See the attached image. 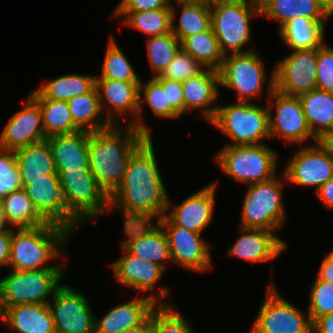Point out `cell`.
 <instances>
[{
	"instance_id": "cell-1",
	"label": "cell",
	"mask_w": 333,
	"mask_h": 333,
	"mask_svg": "<svg viewBox=\"0 0 333 333\" xmlns=\"http://www.w3.org/2000/svg\"><path fill=\"white\" fill-rule=\"evenodd\" d=\"M154 149L148 137L130 155L123 181L110 196V211L118 209L124 222H156L166 214L169 194Z\"/></svg>"
},
{
	"instance_id": "cell-2",
	"label": "cell",
	"mask_w": 333,
	"mask_h": 333,
	"mask_svg": "<svg viewBox=\"0 0 333 333\" xmlns=\"http://www.w3.org/2000/svg\"><path fill=\"white\" fill-rule=\"evenodd\" d=\"M89 132V164L95 180L110 197L121 185L130 155L148 138L125 123Z\"/></svg>"
},
{
	"instance_id": "cell-3",
	"label": "cell",
	"mask_w": 333,
	"mask_h": 333,
	"mask_svg": "<svg viewBox=\"0 0 333 333\" xmlns=\"http://www.w3.org/2000/svg\"><path fill=\"white\" fill-rule=\"evenodd\" d=\"M72 235L66 227L52 222L35 228L13 229L8 268L23 271L66 269V265L58 261L67 258L66 245ZM52 260L58 263H51Z\"/></svg>"
},
{
	"instance_id": "cell-4",
	"label": "cell",
	"mask_w": 333,
	"mask_h": 333,
	"mask_svg": "<svg viewBox=\"0 0 333 333\" xmlns=\"http://www.w3.org/2000/svg\"><path fill=\"white\" fill-rule=\"evenodd\" d=\"M210 8L211 28L224 56L254 50L247 45L252 41L250 21L261 18L259 4L249 0H213Z\"/></svg>"
},
{
	"instance_id": "cell-5",
	"label": "cell",
	"mask_w": 333,
	"mask_h": 333,
	"mask_svg": "<svg viewBox=\"0 0 333 333\" xmlns=\"http://www.w3.org/2000/svg\"><path fill=\"white\" fill-rule=\"evenodd\" d=\"M219 99L221 103L209 124L229 137L225 146L266 144L265 140H270L267 105L242 101L224 105Z\"/></svg>"
},
{
	"instance_id": "cell-6",
	"label": "cell",
	"mask_w": 333,
	"mask_h": 333,
	"mask_svg": "<svg viewBox=\"0 0 333 333\" xmlns=\"http://www.w3.org/2000/svg\"><path fill=\"white\" fill-rule=\"evenodd\" d=\"M218 71L220 87L233 90L237 98L235 101L255 102V98L263 97L264 88L268 99L275 89L274 68L267 78L265 62L256 49L225 55Z\"/></svg>"
},
{
	"instance_id": "cell-7",
	"label": "cell",
	"mask_w": 333,
	"mask_h": 333,
	"mask_svg": "<svg viewBox=\"0 0 333 333\" xmlns=\"http://www.w3.org/2000/svg\"><path fill=\"white\" fill-rule=\"evenodd\" d=\"M281 174L280 178L276 175L268 181L247 185L239 227L277 232L286 226L283 188L287 180L283 171Z\"/></svg>"
},
{
	"instance_id": "cell-8",
	"label": "cell",
	"mask_w": 333,
	"mask_h": 333,
	"mask_svg": "<svg viewBox=\"0 0 333 333\" xmlns=\"http://www.w3.org/2000/svg\"><path fill=\"white\" fill-rule=\"evenodd\" d=\"M278 156L267 144L232 145L223 146L214 160L227 177L251 185L277 175Z\"/></svg>"
},
{
	"instance_id": "cell-9",
	"label": "cell",
	"mask_w": 333,
	"mask_h": 333,
	"mask_svg": "<svg viewBox=\"0 0 333 333\" xmlns=\"http://www.w3.org/2000/svg\"><path fill=\"white\" fill-rule=\"evenodd\" d=\"M67 212L80 224L95 223L110 212V197L91 171H57Z\"/></svg>"
},
{
	"instance_id": "cell-10",
	"label": "cell",
	"mask_w": 333,
	"mask_h": 333,
	"mask_svg": "<svg viewBox=\"0 0 333 333\" xmlns=\"http://www.w3.org/2000/svg\"><path fill=\"white\" fill-rule=\"evenodd\" d=\"M65 271L66 269H11L0 279L2 308L20 304H48L55 291L63 284Z\"/></svg>"
},
{
	"instance_id": "cell-11",
	"label": "cell",
	"mask_w": 333,
	"mask_h": 333,
	"mask_svg": "<svg viewBox=\"0 0 333 333\" xmlns=\"http://www.w3.org/2000/svg\"><path fill=\"white\" fill-rule=\"evenodd\" d=\"M270 283L249 333H313L309 313L281 296L275 283Z\"/></svg>"
},
{
	"instance_id": "cell-12",
	"label": "cell",
	"mask_w": 333,
	"mask_h": 333,
	"mask_svg": "<svg viewBox=\"0 0 333 333\" xmlns=\"http://www.w3.org/2000/svg\"><path fill=\"white\" fill-rule=\"evenodd\" d=\"M122 255L112 261L109 265L112 275L116 278L117 282L128 287L130 290H136L137 295L143 292L142 295L148 294L158 305H171L173 304L167 300L170 296L171 289L166 285H160L161 288L155 291L158 282L162 279L164 269L158 264L143 260L142 258L129 253L122 245ZM153 291V293H152ZM159 292V293H155Z\"/></svg>"
},
{
	"instance_id": "cell-13",
	"label": "cell",
	"mask_w": 333,
	"mask_h": 333,
	"mask_svg": "<svg viewBox=\"0 0 333 333\" xmlns=\"http://www.w3.org/2000/svg\"><path fill=\"white\" fill-rule=\"evenodd\" d=\"M265 101L269 112L270 138L282 139L285 144L293 146L303 145L310 139L313 144L318 142L308 127L298 96L286 95L274 89Z\"/></svg>"
},
{
	"instance_id": "cell-14",
	"label": "cell",
	"mask_w": 333,
	"mask_h": 333,
	"mask_svg": "<svg viewBox=\"0 0 333 333\" xmlns=\"http://www.w3.org/2000/svg\"><path fill=\"white\" fill-rule=\"evenodd\" d=\"M293 152L283 170L286 183L312 187L315 193L333 177V157L321 141L304 144Z\"/></svg>"
},
{
	"instance_id": "cell-15",
	"label": "cell",
	"mask_w": 333,
	"mask_h": 333,
	"mask_svg": "<svg viewBox=\"0 0 333 333\" xmlns=\"http://www.w3.org/2000/svg\"><path fill=\"white\" fill-rule=\"evenodd\" d=\"M157 222L166 234L173 264L195 273L212 270L211 245L201 233L175 225L166 215Z\"/></svg>"
},
{
	"instance_id": "cell-16",
	"label": "cell",
	"mask_w": 333,
	"mask_h": 333,
	"mask_svg": "<svg viewBox=\"0 0 333 333\" xmlns=\"http://www.w3.org/2000/svg\"><path fill=\"white\" fill-rule=\"evenodd\" d=\"M48 305L56 333H95L96 316L82 291L62 284Z\"/></svg>"
},
{
	"instance_id": "cell-17",
	"label": "cell",
	"mask_w": 333,
	"mask_h": 333,
	"mask_svg": "<svg viewBox=\"0 0 333 333\" xmlns=\"http://www.w3.org/2000/svg\"><path fill=\"white\" fill-rule=\"evenodd\" d=\"M318 48L292 50L274 66L275 89L300 96L316 89Z\"/></svg>"
},
{
	"instance_id": "cell-18",
	"label": "cell",
	"mask_w": 333,
	"mask_h": 333,
	"mask_svg": "<svg viewBox=\"0 0 333 333\" xmlns=\"http://www.w3.org/2000/svg\"><path fill=\"white\" fill-rule=\"evenodd\" d=\"M126 238L120 243L129 253L151 261L164 270L172 262L168 240L162 226L156 221L123 222Z\"/></svg>"
},
{
	"instance_id": "cell-19",
	"label": "cell",
	"mask_w": 333,
	"mask_h": 333,
	"mask_svg": "<svg viewBox=\"0 0 333 333\" xmlns=\"http://www.w3.org/2000/svg\"><path fill=\"white\" fill-rule=\"evenodd\" d=\"M219 180L209 183L174 205L168 197L166 216L177 226L203 234L215 210Z\"/></svg>"
},
{
	"instance_id": "cell-20",
	"label": "cell",
	"mask_w": 333,
	"mask_h": 333,
	"mask_svg": "<svg viewBox=\"0 0 333 333\" xmlns=\"http://www.w3.org/2000/svg\"><path fill=\"white\" fill-rule=\"evenodd\" d=\"M139 84L140 82L96 79L100 106L106 119L111 124H121V118L126 115V117L130 116L126 123L137 129Z\"/></svg>"
},
{
	"instance_id": "cell-21",
	"label": "cell",
	"mask_w": 333,
	"mask_h": 333,
	"mask_svg": "<svg viewBox=\"0 0 333 333\" xmlns=\"http://www.w3.org/2000/svg\"><path fill=\"white\" fill-rule=\"evenodd\" d=\"M23 108L15 112L0 133V149L16 151L47 139L38 103L29 95Z\"/></svg>"
},
{
	"instance_id": "cell-22",
	"label": "cell",
	"mask_w": 333,
	"mask_h": 333,
	"mask_svg": "<svg viewBox=\"0 0 333 333\" xmlns=\"http://www.w3.org/2000/svg\"><path fill=\"white\" fill-rule=\"evenodd\" d=\"M239 237L228 249L227 255L251 263L273 261L286 250L287 242L267 229L238 227Z\"/></svg>"
},
{
	"instance_id": "cell-23",
	"label": "cell",
	"mask_w": 333,
	"mask_h": 333,
	"mask_svg": "<svg viewBox=\"0 0 333 333\" xmlns=\"http://www.w3.org/2000/svg\"><path fill=\"white\" fill-rule=\"evenodd\" d=\"M23 189L49 222L62 225L72 233L78 230L80 224L66 210L59 178L29 180Z\"/></svg>"
},
{
	"instance_id": "cell-24",
	"label": "cell",
	"mask_w": 333,
	"mask_h": 333,
	"mask_svg": "<svg viewBox=\"0 0 333 333\" xmlns=\"http://www.w3.org/2000/svg\"><path fill=\"white\" fill-rule=\"evenodd\" d=\"M184 93V115L201 110L203 119L208 123L214 118L219 105V71L204 68L200 73L182 81ZM218 100V101H217Z\"/></svg>"
},
{
	"instance_id": "cell-25",
	"label": "cell",
	"mask_w": 333,
	"mask_h": 333,
	"mask_svg": "<svg viewBox=\"0 0 333 333\" xmlns=\"http://www.w3.org/2000/svg\"><path fill=\"white\" fill-rule=\"evenodd\" d=\"M259 5L262 18L278 21L277 31L298 17L327 22L333 15V0H264Z\"/></svg>"
},
{
	"instance_id": "cell-26",
	"label": "cell",
	"mask_w": 333,
	"mask_h": 333,
	"mask_svg": "<svg viewBox=\"0 0 333 333\" xmlns=\"http://www.w3.org/2000/svg\"><path fill=\"white\" fill-rule=\"evenodd\" d=\"M158 306L147 295H135L133 299L111 307L105 315L95 317V333H120L144 323Z\"/></svg>"
},
{
	"instance_id": "cell-27",
	"label": "cell",
	"mask_w": 333,
	"mask_h": 333,
	"mask_svg": "<svg viewBox=\"0 0 333 333\" xmlns=\"http://www.w3.org/2000/svg\"><path fill=\"white\" fill-rule=\"evenodd\" d=\"M56 171H91L89 164V131L79 130L47 138Z\"/></svg>"
},
{
	"instance_id": "cell-28",
	"label": "cell",
	"mask_w": 333,
	"mask_h": 333,
	"mask_svg": "<svg viewBox=\"0 0 333 333\" xmlns=\"http://www.w3.org/2000/svg\"><path fill=\"white\" fill-rule=\"evenodd\" d=\"M0 321L14 333H56L48 304H20L2 308Z\"/></svg>"
},
{
	"instance_id": "cell-29",
	"label": "cell",
	"mask_w": 333,
	"mask_h": 333,
	"mask_svg": "<svg viewBox=\"0 0 333 333\" xmlns=\"http://www.w3.org/2000/svg\"><path fill=\"white\" fill-rule=\"evenodd\" d=\"M15 155L23 188L29 180L59 178L47 139L20 148Z\"/></svg>"
},
{
	"instance_id": "cell-30",
	"label": "cell",
	"mask_w": 333,
	"mask_h": 333,
	"mask_svg": "<svg viewBox=\"0 0 333 333\" xmlns=\"http://www.w3.org/2000/svg\"><path fill=\"white\" fill-rule=\"evenodd\" d=\"M308 127L320 141L333 131V92L311 90L298 96Z\"/></svg>"
},
{
	"instance_id": "cell-31",
	"label": "cell",
	"mask_w": 333,
	"mask_h": 333,
	"mask_svg": "<svg viewBox=\"0 0 333 333\" xmlns=\"http://www.w3.org/2000/svg\"><path fill=\"white\" fill-rule=\"evenodd\" d=\"M171 16L172 33L180 42L188 36H193L211 28L210 4L182 1H174L173 3L172 0ZM176 20H179L178 24H175Z\"/></svg>"
},
{
	"instance_id": "cell-32",
	"label": "cell",
	"mask_w": 333,
	"mask_h": 333,
	"mask_svg": "<svg viewBox=\"0 0 333 333\" xmlns=\"http://www.w3.org/2000/svg\"><path fill=\"white\" fill-rule=\"evenodd\" d=\"M326 22L298 17L283 25L277 32L290 50L319 48L325 42Z\"/></svg>"
},
{
	"instance_id": "cell-33",
	"label": "cell",
	"mask_w": 333,
	"mask_h": 333,
	"mask_svg": "<svg viewBox=\"0 0 333 333\" xmlns=\"http://www.w3.org/2000/svg\"><path fill=\"white\" fill-rule=\"evenodd\" d=\"M96 86L94 75L70 73L60 75L30 92L32 98L68 101L73 97L90 92Z\"/></svg>"
},
{
	"instance_id": "cell-34",
	"label": "cell",
	"mask_w": 333,
	"mask_h": 333,
	"mask_svg": "<svg viewBox=\"0 0 333 333\" xmlns=\"http://www.w3.org/2000/svg\"><path fill=\"white\" fill-rule=\"evenodd\" d=\"M142 95V96H141ZM150 107L153 116L158 119L176 120L180 116L167 104L166 89L154 78L149 77L139 84V108L137 113V129L146 137H152L151 127L144 122L142 116L144 104Z\"/></svg>"
},
{
	"instance_id": "cell-35",
	"label": "cell",
	"mask_w": 333,
	"mask_h": 333,
	"mask_svg": "<svg viewBox=\"0 0 333 333\" xmlns=\"http://www.w3.org/2000/svg\"><path fill=\"white\" fill-rule=\"evenodd\" d=\"M67 104L73 122L81 130L94 132L112 125L102 112L96 86L88 93L71 98Z\"/></svg>"
},
{
	"instance_id": "cell-36",
	"label": "cell",
	"mask_w": 333,
	"mask_h": 333,
	"mask_svg": "<svg viewBox=\"0 0 333 333\" xmlns=\"http://www.w3.org/2000/svg\"><path fill=\"white\" fill-rule=\"evenodd\" d=\"M111 18H121L124 26L144 33L147 38L172 32L171 8L145 12H112Z\"/></svg>"
},
{
	"instance_id": "cell-37",
	"label": "cell",
	"mask_w": 333,
	"mask_h": 333,
	"mask_svg": "<svg viewBox=\"0 0 333 333\" xmlns=\"http://www.w3.org/2000/svg\"><path fill=\"white\" fill-rule=\"evenodd\" d=\"M1 202L8 223L14 229L35 228L50 223L37 210L23 188L12 192Z\"/></svg>"
},
{
	"instance_id": "cell-38",
	"label": "cell",
	"mask_w": 333,
	"mask_h": 333,
	"mask_svg": "<svg viewBox=\"0 0 333 333\" xmlns=\"http://www.w3.org/2000/svg\"><path fill=\"white\" fill-rule=\"evenodd\" d=\"M181 48L204 68L219 70L225 57L212 28L186 37L181 42Z\"/></svg>"
},
{
	"instance_id": "cell-39",
	"label": "cell",
	"mask_w": 333,
	"mask_h": 333,
	"mask_svg": "<svg viewBox=\"0 0 333 333\" xmlns=\"http://www.w3.org/2000/svg\"><path fill=\"white\" fill-rule=\"evenodd\" d=\"M39 105L46 137L81 130L74 122L67 101L33 98Z\"/></svg>"
},
{
	"instance_id": "cell-40",
	"label": "cell",
	"mask_w": 333,
	"mask_h": 333,
	"mask_svg": "<svg viewBox=\"0 0 333 333\" xmlns=\"http://www.w3.org/2000/svg\"><path fill=\"white\" fill-rule=\"evenodd\" d=\"M106 46L101 73L95 75L96 79L141 82V77L135 72L134 66L113 36L110 35Z\"/></svg>"
},
{
	"instance_id": "cell-41",
	"label": "cell",
	"mask_w": 333,
	"mask_h": 333,
	"mask_svg": "<svg viewBox=\"0 0 333 333\" xmlns=\"http://www.w3.org/2000/svg\"><path fill=\"white\" fill-rule=\"evenodd\" d=\"M146 54L153 73L151 77L160 75L172 62L174 56L181 48V42L169 33L162 36L146 38Z\"/></svg>"
},
{
	"instance_id": "cell-42",
	"label": "cell",
	"mask_w": 333,
	"mask_h": 333,
	"mask_svg": "<svg viewBox=\"0 0 333 333\" xmlns=\"http://www.w3.org/2000/svg\"><path fill=\"white\" fill-rule=\"evenodd\" d=\"M189 318L174 305H158L151 313V333H195Z\"/></svg>"
},
{
	"instance_id": "cell-43",
	"label": "cell",
	"mask_w": 333,
	"mask_h": 333,
	"mask_svg": "<svg viewBox=\"0 0 333 333\" xmlns=\"http://www.w3.org/2000/svg\"><path fill=\"white\" fill-rule=\"evenodd\" d=\"M309 293V313L312 323L318 318L333 313V285L315 277Z\"/></svg>"
},
{
	"instance_id": "cell-44",
	"label": "cell",
	"mask_w": 333,
	"mask_h": 333,
	"mask_svg": "<svg viewBox=\"0 0 333 333\" xmlns=\"http://www.w3.org/2000/svg\"><path fill=\"white\" fill-rule=\"evenodd\" d=\"M22 188L15 151L0 149V200Z\"/></svg>"
},
{
	"instance_id": "cell-45",
	"label": "cell",
	"mask_w": 333,
	"mask_h": 333,
	"mask_svg": "<svg viewBox=\"0 0 333 333\" xmlns=\"http://www.w3.org/2000/svg\"><path fill=\"white\" fill-rule=\"evenodd\" d=\"M204 67L182 48L174 56L172 62L161 72L162 78L174 81H185L200 73Z\"/></svg>"
},
{
	"instance_id": "cell-46",
	"label": "cell",
	"mask_w": 333,
	"mask_h": 333,
	"mask_svg": "<svg viewBox=\"0 0 333 333\" xmlns=\"http://www.w3.org/2000/svg\"><path fill=\"white\" fill-rule=\"evenodd\" d=\"M316 89L333 92V46L326 41L318 48Z\"/></svg>"
},
{
	"instance_id": "cell-47",
	"label": "cell",
	"mask_w": 333,
	"mask_h": 333,
	"mask_svg": "<svg viewBox=\"0 0 333 333\" xmlns=\"http://www.w3.org/2000/svg\"><path fill=\"white\" fill-rule=\"evenodd\" d=\"M154 78L166 89L167 104L181 117L184 115V93L181 81L162 78L160 75Z\"/></svg>"
},
{
	"instance_id": "cell-48",
	"label": "cell",
	"mask_w": 333,
	"mask_h": 333,
	"mask_svg": "<svg viewBox=\"0 0 333 333\" xmlns=\"http://www.w3.org/2000/svg\"><path fill=\"white\" fill-rule=\"evenodd\" d=\"M172 0H120L113 12H145L171 8Z\"/></svg>"
},
{
	"instance_id": "cell-49",
	"label": "cell",
	"mask_w": 333,
	"mask_h": 333,
	"mask_svg": "<svg viewBox=\"0 0 333 333\" xmlns=\"http://www.w3.org/2000/svg\"><path fill=\"white\" fill-rule=\"evenodd\" d=\"M12 230L0 232V267L8 268L11 251Z\"/></svg>"
},
{
	"instance_id": "cell-50",
	"label": "cell",
	"mask_w": 333,
	"mask_h": 333,
	"mask_svg": "<svg viewBox=\"0 0 333 333\" xmlns=\"http://www.w3.org/2000/svg\"><path fill=\"white\" fill-rule=\"evenodd\" d=\"M321 262L316 277L333 285V250L326 254Z\"/></svg>"
},
{
	"instance_id": "cell-51",
	"label": "cell",
	"mask_w": 333,
	"mask_h": 333,
	"mask_svg": "<svg viewBox=\"0 0 333 333\" xmlns=\"http://www.w3.org/2000/svg\"><path fill=\"white\" fill-rule=\"evenodd\" d=\"M319 201L327 208L333 209V177L324 183L315 193Z\"/></svg>"
},
{
	"instance_id": "cell-52",
	"label": "cell",
	"mask_w": 333,
	"mask_h": 333,
	"mask_svg": "<svg viewBox=\"0 0 333 333\" xmlns=\"http://www.w3.org/2000/svg\"><path fill=\"white\" fill-rule=\"evenodd\" d=\"M313 333H333V313L318 318L313 323Z\"/></svg>"
},
{
	"instance_id": "cell-53",
	"label": "cell",
	"mask_w": 333,
	"mask_h": 333,
	"mask_svg": "<svg viewBox=\"0 0 333 333\" xmlns=\"http://www.w3.org/2000/svg\"><path fill=\"white\" fill-rule=\"evenodd\" d=\"M120 333H151V315L144 323L128 328Z\"/></svg>"
},
{
	"instance_id": "cell-54",
	"label": "cell",
	"mask_w": 333,
	"mask_h": 333,
	"mask_svg": "<svg viewBox=\"0 0 333 333\" xmlns=\"http://www.w3.org/2000/svg\"><path fill=\"white\" fill-rule=\"evenodd\" d=\"M14 228L8 223L5 215L3 204L0 200V232L13 230Z\"/></svg>"
},
{
	"instance_id": "cell-55",
	"label": "cell",
	"mask_w": 333,
	"mask_h": 333,
	"mask_svg": "<svg viewBox=\"0 0 333 333\" xmlns=\"http://www.w3.org/2000/svg\"><path fill=\"white\" fill-rule=\"evenodd\" d=\"M321 143L329 150L333 157V131L328 133L322 140Z\"/></svg>"
},
{
	"instance_id": "cell-56",
	"label": "cell",
	"mask_w": 333,
	"mask_h": 333,
	"mask_svg": "<svg viewBox=\"0 0 333 333\" xmlns=\"http://www.w3.org/2000/svg\"><path fill=\"white\" fill-rule=\"evenodd\" d=\"M174 1H182V2H201L210 4L213 0H174Z\"/></svg>"
},
{
	"instance_id": "cell-57",
	"label": "cell",
	"mask_w": 333,
	"mask_h": 333,
	"mask_svg": "<svg viewBox=\"0 0 333 333\" xmlns=\"http://www.w3.org/2000/svg\"><path fill=\"white\" fill-rule=\"evenodd\" d=\"M249 1L255 2L257 4H261L264 0H249Z\"/></svg>"
},
{
	"instance_id": "cell-58",
	"label": "cell",
	"mask_w": 333,
	"mask_h": 333,
	"mask_svg": "<svg viewBox=\"0 0 333 333\" xmlns=\"http://www.w3.org/2000/svg\"><path fill=\"white\" fill-rule=\"evenodd\" d=\"M1 315H2V306H1V302H0V318H1Z\"/></svg>"
}]
</instances>
